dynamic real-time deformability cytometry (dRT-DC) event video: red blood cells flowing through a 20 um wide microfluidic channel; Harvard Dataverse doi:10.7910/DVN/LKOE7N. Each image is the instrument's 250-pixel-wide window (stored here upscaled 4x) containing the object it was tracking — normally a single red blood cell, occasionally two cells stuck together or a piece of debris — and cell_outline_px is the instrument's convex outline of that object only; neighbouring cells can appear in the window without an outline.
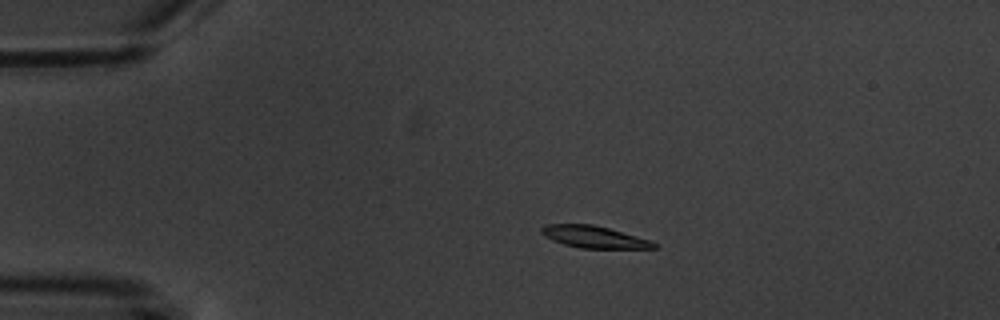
{"species": "common noctule bat (a hibernating species)", "species_latin": "Nyctalus noctula", "temperature_condition": "warm", "stored_images_in_passage": 3, "camera_frame_rate_fps": 3000, "um_per_image_px": 0.085, "animal": {"sex": "male", "body_mass_g": 20.1, "forearm_length_mm": 53.5}, "frame": {"image": 1, "passage_image": 2, "time_ms": 1.0, "image_size_px": [1000, 320], "cell_outline_px": [[656, 248], [580, 248], [564, 244], [552, 240], [544, 236], [540, 232], [540, 228], [544, 224], [592, 224], [608, 228], [652, 240], [656, 244]], "centroid_in_image_um": [50.46, 20.13], "position_along_channel_um": 34.5, "area_um2": 14.39}}